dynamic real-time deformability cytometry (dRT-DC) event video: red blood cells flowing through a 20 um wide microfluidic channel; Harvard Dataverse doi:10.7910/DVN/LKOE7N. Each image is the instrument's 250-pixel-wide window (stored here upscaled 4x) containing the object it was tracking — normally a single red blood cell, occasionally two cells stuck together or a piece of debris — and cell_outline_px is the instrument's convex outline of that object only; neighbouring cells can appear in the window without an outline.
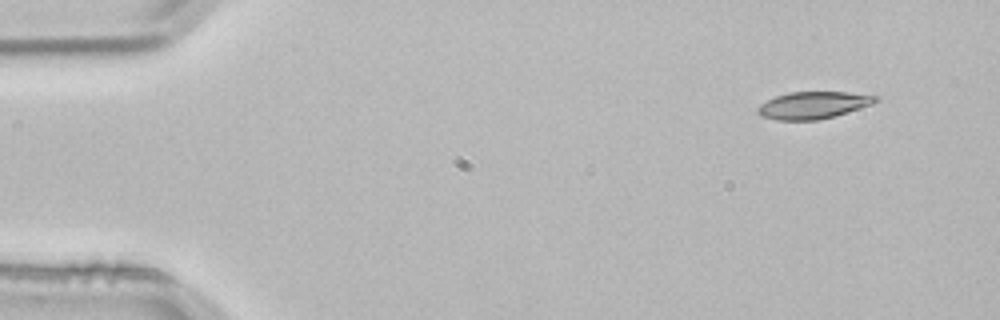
{"species": "common noctule bat (a hibernating species)", "species_latin": "Nyctalus noctula", "temperature_condition": "room temperature", "stored_images_in_passage": 3, "camera_frame_rate_fps": 3000, "um_per_image_px": 0.085, "animal": {"sex": "male", "body_mass_g": 21.5, "forearm_length_mm": 52.0}, "frame": {"image": 1, "passage_image": 1, "time_ms": 0.0, "image_size_px": [1000, 320], "cell_outline_px": [[880, 100], [872, 104], [848, 112], [820, 120], [776, 120], [760, 116], [756, 112], [756, 108], [760, 104], [776, 96], [788, 92], [848, 92], [880, 96]], "centroid_in_image_um": [69.12, 8.94], "position_along_channel_um": 15.9, "area_um2": 18.79}}
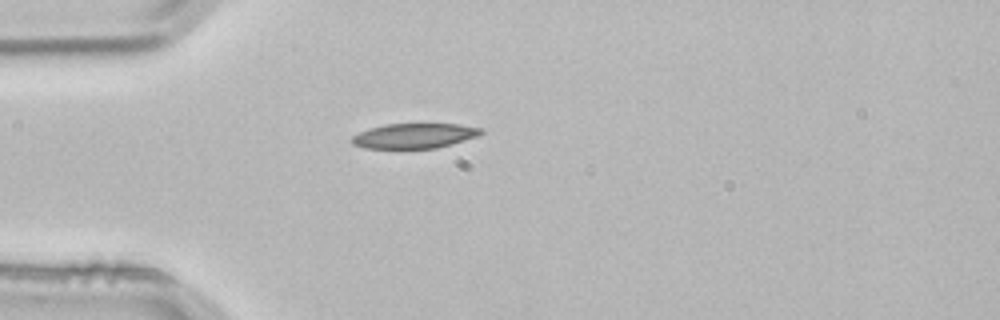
{"frame": {"image": 2, "passage_image": 3, "time_ms": 0.667, "image_size_px": [1000, 320], "cell_outline_px": [[484, 132], [476, 136], [436, 148], [364, 148], [352, 144], [348, 140], [352, 136], [368, 128], [384, 124], [460, 124], [484, 128]], "centroid_in_image_um": [35.17, 11.53], "position_along_channel_um": 49.8, "area_um2": 18.79}}